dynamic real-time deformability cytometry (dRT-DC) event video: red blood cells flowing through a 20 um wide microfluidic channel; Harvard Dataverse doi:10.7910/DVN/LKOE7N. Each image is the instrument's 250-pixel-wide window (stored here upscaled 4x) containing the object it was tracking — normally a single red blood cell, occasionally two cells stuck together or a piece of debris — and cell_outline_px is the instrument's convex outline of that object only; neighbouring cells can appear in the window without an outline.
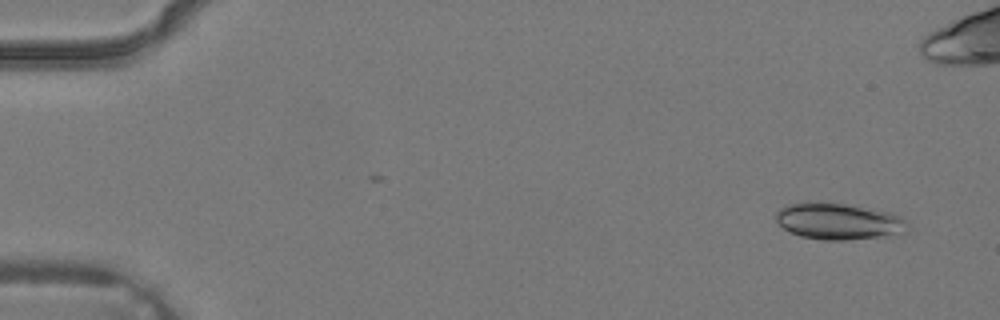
{"species": "common noctule bat (a hibernating species)", "species_latin": "Nyctalus noctula", "temperature_condition": "warm", "stored_images_in_passage": 4, "camera_frame_rate_fps": 3000, "um_per_image_px": 0.085, "animal": {"sex": "male", "body_mass_g": 19.2, "forearm_length_mm": 51.8}, "frame": {"image": 1, "passage_image": 1, "time_ms": 0.0, "image_size_px": [1000, 320], "cell_outline_px": [[908, 232], [884, 236], [848, 240], [824, 240], [800, 236], [784, 228], [776, 220], [776, 212], [780, 208], [788, 204], [808, 200], [844, 204], [892, 212], [900, 216], [908, 224]], "centroid_in_image_um": [71.28, 18.79], "position_along_channel_um": 13.7, "area_um2": 28.21}}